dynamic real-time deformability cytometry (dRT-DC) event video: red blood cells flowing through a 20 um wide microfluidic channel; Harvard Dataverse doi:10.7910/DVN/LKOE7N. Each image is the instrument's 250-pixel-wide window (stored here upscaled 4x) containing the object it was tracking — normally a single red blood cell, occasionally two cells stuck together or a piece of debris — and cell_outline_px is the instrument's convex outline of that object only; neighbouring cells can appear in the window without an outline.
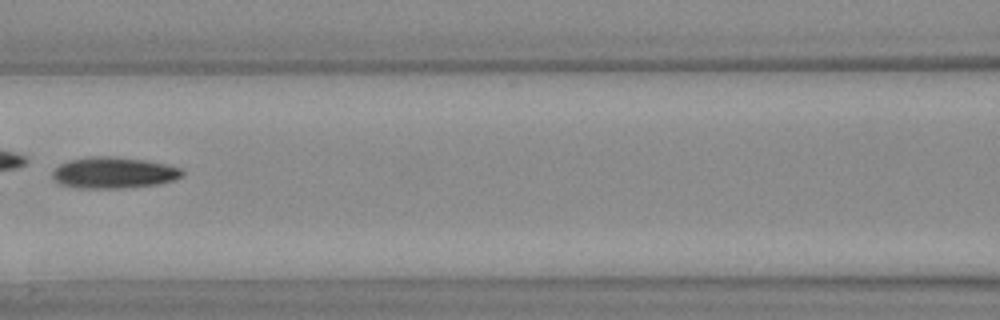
{"species": "Egyptian fruit bat (a non-hibernating species)", "species_latin": "Rousettus aegyptiacus", "temperature_condition": "warm", "stored_images_in_passage": 29, "camera_frame_rate_fps": 3000, "um_per_image_px": 0.085, "animal": {"sex": "female"}, "frame": {"image": 1, "passage_image": 9, "time_ms": 2.667, "image_size_px": [1000, 320], "cell_outline_px": [[184, 176], [176, 180], [160, 184], [120, 188], [80, 188], [60, 184], [52, 176], [52, 172], [60, 164], [68, 160], [92, 156], [108, 156], [144, 160], [164, 164], [180, 168], [184, 172]], "centroid_in_image_um": [9.69, 14.69], "position_along_channel_um": 156.9, "area_um2": 23.58}}